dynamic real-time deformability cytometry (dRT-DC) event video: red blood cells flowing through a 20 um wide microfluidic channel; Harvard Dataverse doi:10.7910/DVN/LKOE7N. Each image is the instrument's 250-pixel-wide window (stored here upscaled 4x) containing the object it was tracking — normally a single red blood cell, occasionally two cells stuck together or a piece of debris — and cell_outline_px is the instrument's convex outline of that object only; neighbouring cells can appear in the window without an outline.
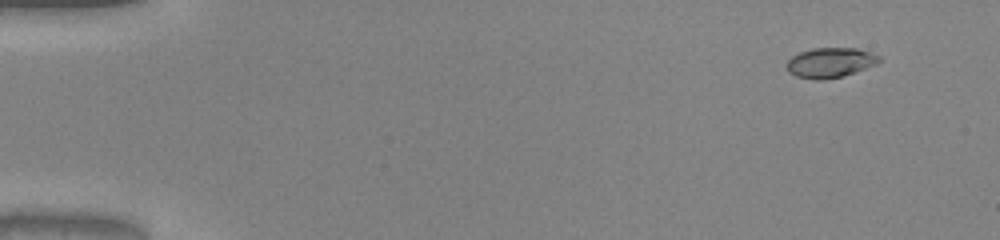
{"species": "common noctule bat (a hibernating species)", "species_latin": "Nyctalus noctula", "temperature_condition": "warm", "stored_images_in_passage": 48, "camera_frame_rate_fps": 3000, "um_per_image_px": 0.085, "animal": {"sex": "male", "body_mass_g": 20.0, "forearm_length_mm": 53.3}, "frame": {"image": 1, "passage_image": 1, "time_ms": 0.0, "image_size_px": [1000, 240], "cell_outline_px": [[880, 60], [876, 64], [840, 76], [820, 80], [816, 80], [796, 76], [788, 72], [784, 64], [792, 56], [800, 52], [812, 48], [856, 48], [872, 52], [880, 56]], "centroid_in_image_um": [70.52, 5.31], "position_along_channel_um": 14.5, "area_um2": 16.01}}
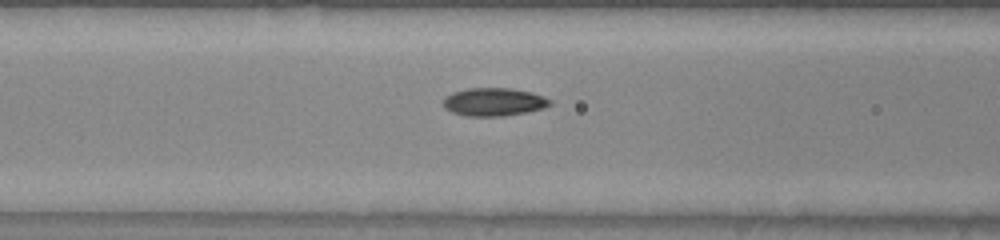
{"frame": {"image": 2, "passage_image": 19, "time_ms": 6.0, "image_size_px": [1000, 240], "cell_outline_px": [[552, 104], [544, 108], [524, 112], [500, 116], [468, 116], [452, 112], [444, 108], [444, 96], [452, 92], [468, 88], [512, 88], [532, 92], [544, 96], [552, 100]], "centroid_in_image_um": [41.98, 8.65], "position_along_channel_um": 124.6, "area_um2": 17.51}}
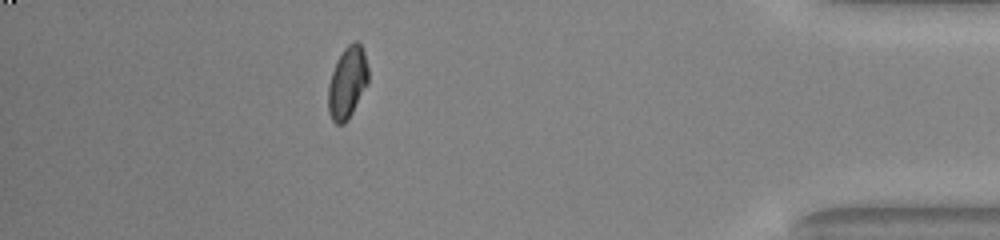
{"frame": {"image": 3, "passage_image": 43, "time_ms": 14.0, "image_size_px": [1000, 240], "cell_outline_px": [[368, 84], [352, 112], [344, 124], [336, 124], [332, 120], [328, 112], [328, 84], [336, 60], [344, 48], [348, 44], [356, 40], [360, 44], [364, 52], [368, 68]], "centroid_in_image_um": [29.52, 7.01], "position_along_channel_um": 405.7, "area_um2": 16.82}, "authors_computed_cell_mechanics": {"area_um2": 16.762, "velocity_mm_per_s": 4.0509, "shape_relaxation_time_tau1_ms": 6.0801, "shape_relaxation_time_tau2_ms": 1.5443, "deformation_change_tau1": 0.1803, "deformation_change_tau2": 0.0546}}